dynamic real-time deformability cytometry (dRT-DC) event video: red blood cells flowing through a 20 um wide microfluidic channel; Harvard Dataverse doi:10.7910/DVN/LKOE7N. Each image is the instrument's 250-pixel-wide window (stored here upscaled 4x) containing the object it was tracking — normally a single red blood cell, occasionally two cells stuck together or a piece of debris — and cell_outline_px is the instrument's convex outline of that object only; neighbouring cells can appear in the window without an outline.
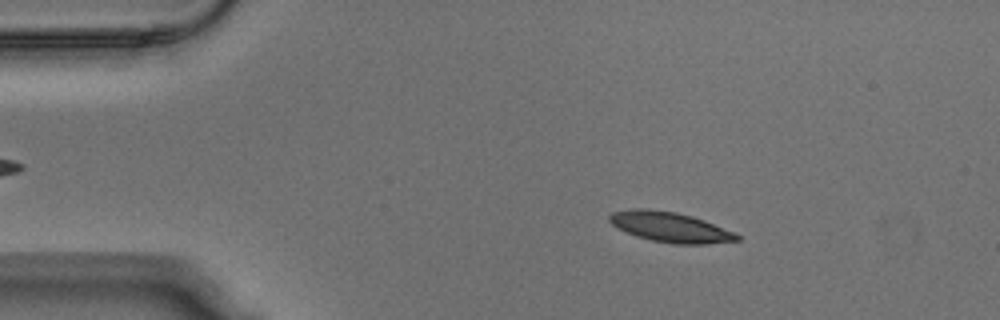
{"species": "Egyptian fruit bat (a non-hibernating species)", "species_latin": "Rousettus aegyptiacus", "temperature_condition": "warm", "stored_images_in_passage": 8, "camera_frame_rate_fps": 3000, "um_per_image_px": 0.085, "animal": {"sex": "male"}, "frame": {"image": 1, "passage_image": 2, "time_ms": 0.333, "image_size_px": [1000, 320], "cell_outline_px": [[740, 240], [704, 244], [676, 244], [652, 240], [636, 236], [612, 224], [608, 220], [608, 216], [612, 212], [632, 208], [644, 208], [676, 212], [692, 216], [704, 220], [736, 232], [740, 236]], "centroid_in_image_um": [56.98, 19.29], "position_along_channel_um": 28.0, "area_um2": 22.31}}
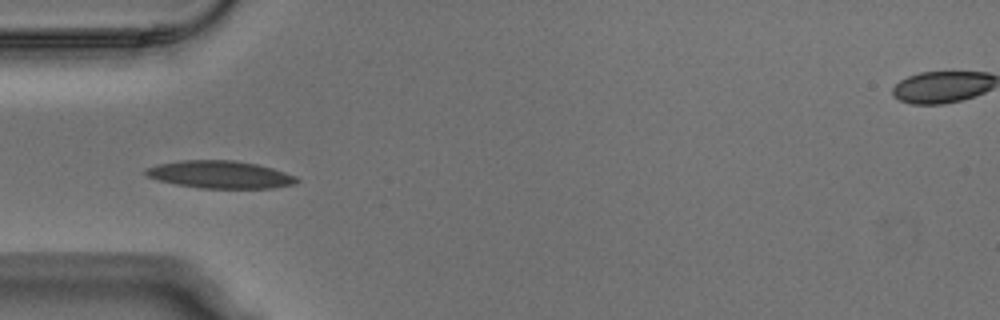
{"frame": {"image": 2, "passage_image": 4, "time_ms": 1.0, "image_size_px": [1000, 320], "cell_outline_px": [[300, 180], [296, 184], [272, 188], [200, 188], [176, 184], [156, 180], [144, 176], [140, 172], [144, 168], [156, 164], [180, 160], [232, 160], [256, 164], [272, 168], [296, 176]], "centroid_in_image_um": [18.62, 14.83], "position_along_channel_um": 66.4, "area_um2": 24.57}}